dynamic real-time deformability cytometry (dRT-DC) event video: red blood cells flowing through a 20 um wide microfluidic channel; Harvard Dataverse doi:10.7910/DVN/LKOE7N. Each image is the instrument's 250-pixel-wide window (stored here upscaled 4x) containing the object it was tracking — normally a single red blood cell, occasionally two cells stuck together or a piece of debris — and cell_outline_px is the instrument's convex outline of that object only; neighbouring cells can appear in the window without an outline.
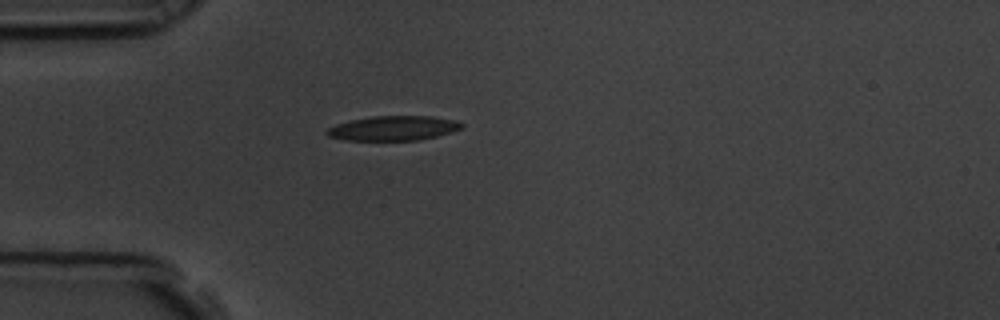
{"species": "common noctule bat (a hibernating species)", "species_latin": "Nyctalus noctula", "temperature_condition": "room temperature", "stored_images_in_passage": 42, "camera_frame_rate_fps": 3000, "um_per_image_px": 0.085, "animal": {"sex": "male", "body_mass_g": 19.5, "forearm_length_mm": 54.6}, "frame": {"image": 1, "passage_image": 1, "time_ms": 0.0, "image_size_px": [1000, 320], "cell_outline_px": [[464, 124], [460, 128], [452, 132], [436, 136], [416, 140], [344, 140], [328, 136], [324, 132], [328, 128], [336, 124], [352, 120], [372, 116], [432, 116], [456, 120]], "centroid_in_image_um": [33.42, 10.89], "position_along_channel_um": 51.6, "area_um2": 19.25}}
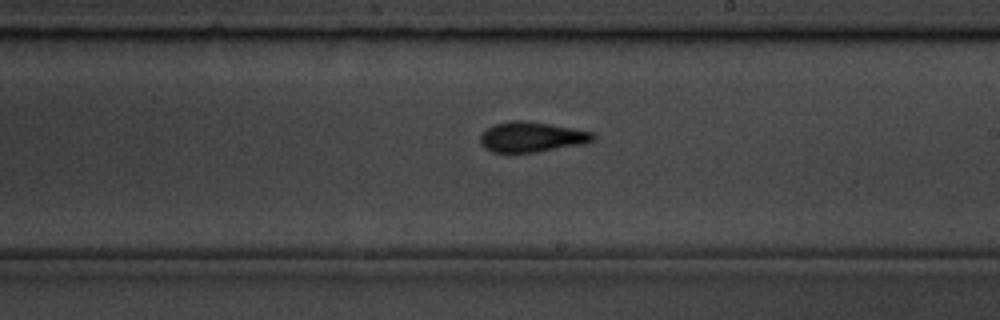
{"frame": {"image": 2, "passage_image": 18, "time_ms": 5.667, "image_size_px": [1000, 320], "cell_outline_px": [[596, 140], [584, 144], [536, 152], [492, 152], [484, 148], [480, 144], [480, 132], [492, 124], [512, 120], [524, 120], [572, 128], [592, 132], [596, 136]], "centroid_in_image_um": [45.16, 11.64], "position_along_channel_um": 243.8, "area_um2": 20.06}}
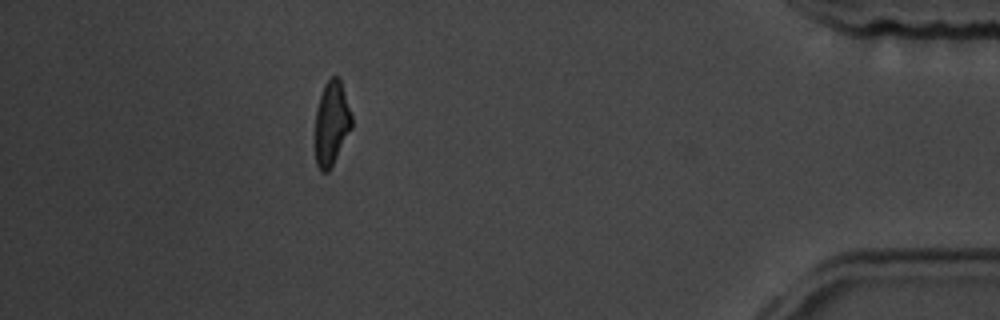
{"frame": {"image": 3, "passage_image": 36, "time_ms": 11.667, "image_size_px": [1000, 320], "cell_outline_px": [[352, 128], [328, 172], [320, 172], [316, 164], [316, 108], [324, 84], [332, 76], [340, 76], [352, 116]], "centroid_in_image_um": [28.19, 10.45], "position_along_channel_um": 407.0, "area_um2": 17.92}, "authors_computed_cell_mechanics": {"area_um2": 19.5653, "velocity_mm_per_s": 3.5752, "shape_relaxation_time_tau1_ms": 8.8986, "shape_relaxation_time_tau2_ms": 2.176, "deformation_change_tau1": 0.2295, "deformation_change_tau2": 0.0859}}